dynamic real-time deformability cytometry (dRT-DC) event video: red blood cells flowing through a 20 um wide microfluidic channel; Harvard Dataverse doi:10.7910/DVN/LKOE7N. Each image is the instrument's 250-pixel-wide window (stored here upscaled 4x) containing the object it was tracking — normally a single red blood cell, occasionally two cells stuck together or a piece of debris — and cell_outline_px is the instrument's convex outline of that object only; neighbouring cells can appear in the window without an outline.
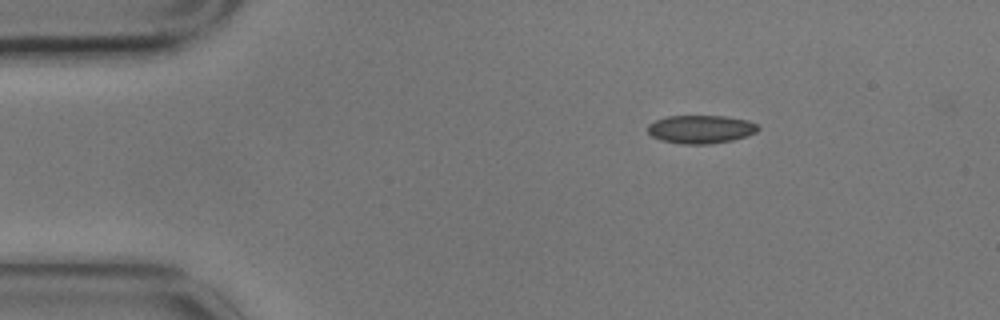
{"species": "common noctule bat (a hibernating species)", "species_latin": "Nyctalus noctula", "temperature_condition": "cold", "stored_images_in_passage": 3, "camera_frame_rate_fps": 3000, "um_per_image_px": 0.085, "animal": {"sex": "male", "body_mass_g": 17.9}, "frame": {"image": 1, "passage_image": 1, "time_ms": 0.0, "image_size_px": [1000, 320], "cell_outline_px": [[760, 128], [756, 132], [748, 136], [732, 140], [708, 144], [684, 144], [660, 140], [652, 136], [648, 132], [648, 124], [656, 120], [668, 116], [724, 116], [748, 120], [760, 124]], "centroid_in_image_um": [59.61, 10.98], "position_along_channel_um": 25.4, "area_um2": 18.26}}